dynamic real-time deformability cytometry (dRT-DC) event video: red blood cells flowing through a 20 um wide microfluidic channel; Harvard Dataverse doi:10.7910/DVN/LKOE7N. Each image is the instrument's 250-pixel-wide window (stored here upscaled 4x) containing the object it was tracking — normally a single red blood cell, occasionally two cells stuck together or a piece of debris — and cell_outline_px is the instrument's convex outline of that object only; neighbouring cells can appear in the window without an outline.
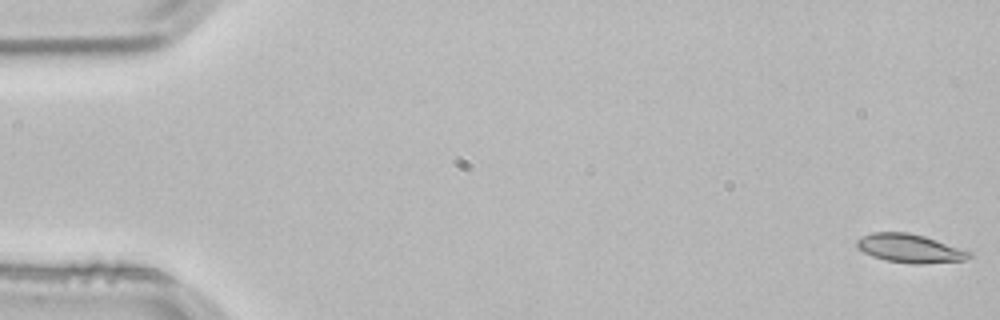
{"species": "common noctule bat (a hibernating species)", "species_latin": "Nyctalus noctula", "temperature_condition": "room temperature", "stored_images_in_passage": 54, "camera_frame_rate_fps": 3000, "um_per_image_px": 0.085, "animal": {"sex": "male", "body_mass_g": 21.5, "forearm_length_mm": 52.0}, "frame": {"image": 1, "passage_image": 1, "time_ms": 0.0, "image_size_px": [1000, 320], "cell_outline_px": [[972, 256], [964, 260], [920, 264], [916, 264], [888, 260], [872, 256], [864, 252], [856, 244], [856, 240], [872, 232], [908, 232], [924, 236], [972, 252]], "centroid_in_image_um": [77.35, 21.1], "position_along_channel_um": 7.7, "area_um2": 18.38}}
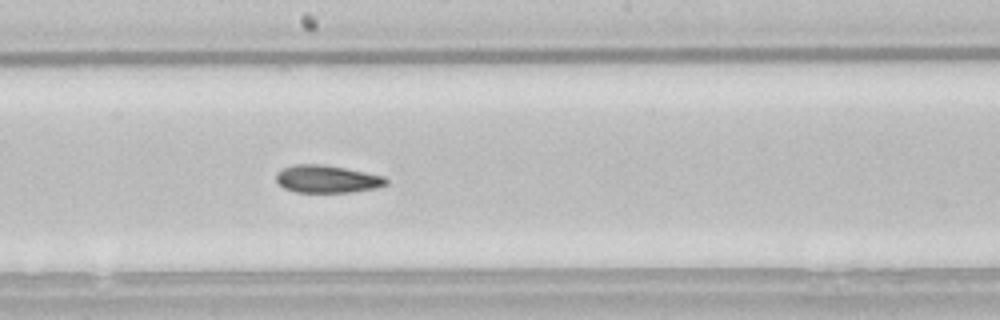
{"frame": {"image": 2, "passage_image": 29, "time_ms": 9.333, "image_size_px": [1000, 320], "cell_outline_px": [[388, 184], [376, 188], [352, 192], [296, 192], [284, 188], [276, 180], [276, 172], [284, 168], [296, 164], [320, 164], [344, 168], [384, 176], [388, 180]], "centroid_in_image_um": [27.8, 15.22], "position_along_channel_um": 220.4, "area_um2": 17.57}}
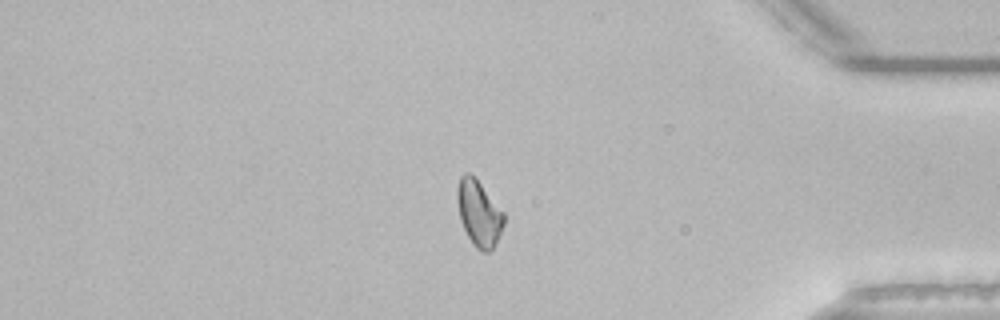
{"frame": {"image": 3, "passage_image": 45, "time_ms": 14.667, "image_size_px": [1000, 320], "cell_outline_px": [[504, 224], [496, 244], [492, 252], [480, 252], [472, 244], [460, 220], [456, 200], [456, 188], [460, 176], [464, 172], [468, 172], [476, 176], [504, 212]], "centroid_in_image_um": [40.7, 18.1], "position_along_channel_um": 394.5, "area_um2": 18.5}, "authors_computed_cell_mechanics": {"area_um2": 17.918, "velocity_mm_per_s": 3.8398, "shape_relaxation_time_tau1_ms": 6.5493, "shape_relaxation_time_tau2_ms": 10.9578, "deformation_change_tau1": 0.1523, "deformation_change_tau2": 0.1474}}